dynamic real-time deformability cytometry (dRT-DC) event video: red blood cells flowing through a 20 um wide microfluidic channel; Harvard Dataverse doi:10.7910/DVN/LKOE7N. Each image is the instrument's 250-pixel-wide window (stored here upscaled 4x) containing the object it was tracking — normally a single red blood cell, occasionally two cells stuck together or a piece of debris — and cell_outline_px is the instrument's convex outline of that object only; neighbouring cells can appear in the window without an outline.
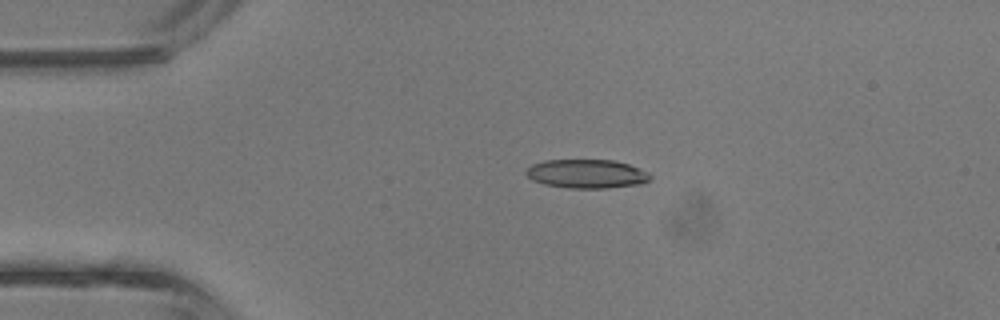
{"species": "common noctule bat (a hibernating species)", "species_latin": "Nyctalus noctula", "temperature_condition": "room temperature", "stored_images_in_passage": 17, "camera_frame_rate_fps": 3000, "um_per_image_px": 0.085, "animal": {"sex": "male", "body_mass_g": 13.3}, "frame": {"image": 1, "passage_image": 2, "time_ms": 0.333, "image_size_px": [1000, 320], "cell_outline_px": [[652, 176], [644, 184], [608, 188], [568, 188], [544, 184], [532, 180], [524, 172], [532, 164], [544, 160], [612, 160], [628, 164], [648, 172]], "centroid_in_image_um": [49.87, 14.78], "position_along_channel_um": 35.1, "area_um2": 20.92}}
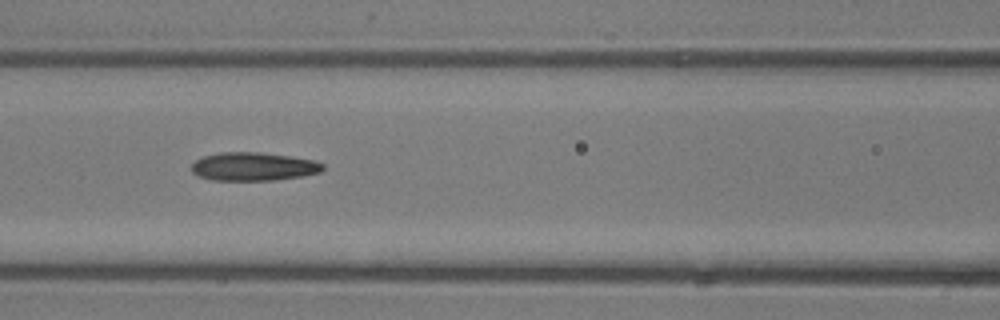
{"frame": {"image": 2, "passage_image": 11, "time_ms": 3.333, "image_size_px": [1000, 320], "cell_outline_px": [[324, 168], [320, 172], [300, 176], [272, 180], [212, 180], [200, 176], [192, 172], [192, 164], [196, 160], [204, 156], [220, 152], [260, 152], [316, 160], [324, 164]], "centroid_in_image_um": [21.55, 14.15], "position_along_channel_um": 145.0, "area_um2": 21.56}}
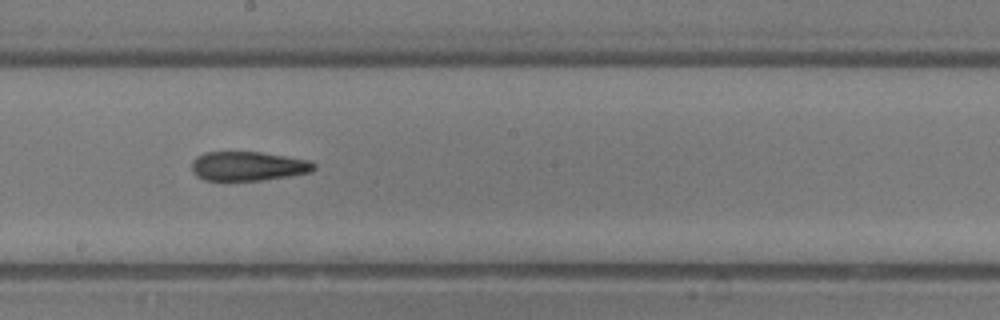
{"frame": {"image": 3, "passage_image": 16, "time_ms": 5.0, "image_size_px": [1000, 320], "cell_outline_px": [[316, 168], [312, 172], [288, 176], [260, 180], [204, 180], [196, 176], [192, 172], [192, 160], [196, 156], [204, 152], [260, 152], [312, 160], [316, 164]], "centroid_in_image_um": [21.1, 14.11], "position_along_channel_um": 227.1, "area_um2": 20.98}}